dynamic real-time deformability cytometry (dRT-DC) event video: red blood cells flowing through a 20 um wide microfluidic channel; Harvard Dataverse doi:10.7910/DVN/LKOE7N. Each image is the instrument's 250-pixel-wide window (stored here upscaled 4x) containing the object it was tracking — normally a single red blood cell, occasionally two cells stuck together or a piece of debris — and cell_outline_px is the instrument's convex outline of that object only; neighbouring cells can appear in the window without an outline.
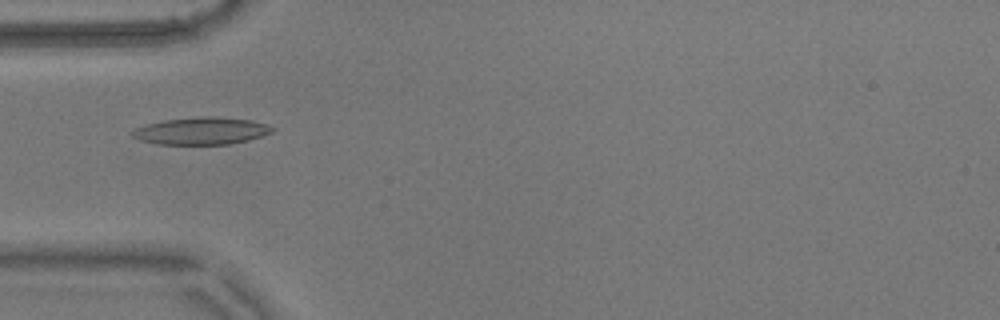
{"species": "common noctule bat (a hibernating species)", "species_latin": "Nyctalus noctula", "temperature_condition": "warm", "stored_images_in_passage": 45, "camera_frame_rate_fps": 3000, "um_per_image_px": 0.085, "animal": {"sex": "male", "body_mass_g": 17.9}, "frame": {"image": 1, "passage_image": 7, "time_ms": 2.0, "image_size_px": [1000, 320], "cell_outline_px": [[276, 128], [272, 132], [248, 140], [228, 144], [156, 144], [140, 140], [132, 136], [132, 132], [136, 128], [148, 124], [164, 120], [196, 116], [216, 116], [252, 120], [268, 124]], "centroid_in_image_um": [17.15, 11.11], "position_along_channel_um": 67.9, "area_um2": 22.25}}
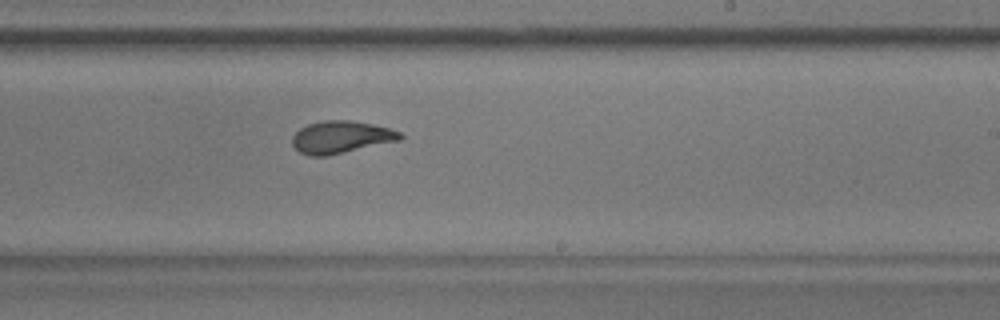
{"frame": {"image": 2, "passage_image": 23, "time_ms": 7.333, "image_size_px": [1000, 320], "cell_outline_px": [[404, 136], [400, 140], [328, 156], [308, 156], [300, 152], [292, 144], [292, 136], [300, 128], [308, 124], [324, 120], [352, 120], [372, 124], [388, 128], [400, 132]], "centroid_in_image_um": [28.97, 11.66], "position_along_channel_um": 260.0, "area_um2": 20.35}}
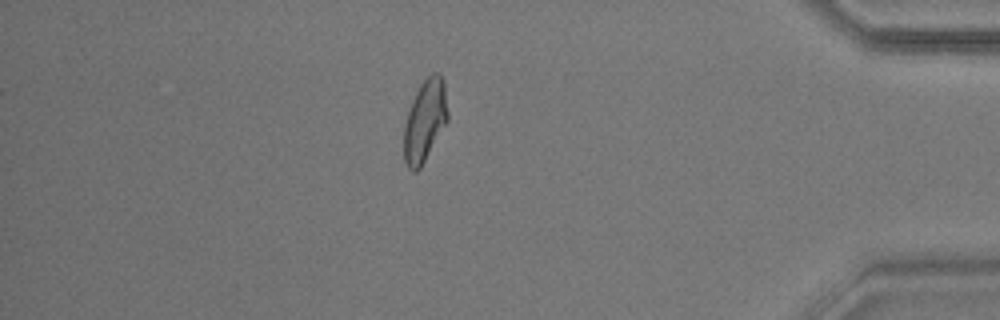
{"frame": {"image": 3, "passage_image": 38, "time_ms": 12.333, "image_size_px": [1000, 320], "cell_outline_px": [[448, 120], [420, 168], [416, 172], [412, 172], [408, 168], [404, 160], [404, 124], [412, 100], [420, 84], [432, 72], [440, 72], [444, 84], [448, 112]], "centroid_in_image_um": [36.11, 10.25], "position_along_channel_um": 399.1, "area_um2": 20.87}, "authors_computed_cell_mechanics": {"area_um2": 20.6346, "velocity_mm_per_s": 3.5908, "shape_relaxation_time_tau1_ms": 5.4461, "shape_relaxation_time_tau2_ms": 1.5786, "deformation_change_tau1": 0.1588, "deformation_change_tau2": 0.0794}}